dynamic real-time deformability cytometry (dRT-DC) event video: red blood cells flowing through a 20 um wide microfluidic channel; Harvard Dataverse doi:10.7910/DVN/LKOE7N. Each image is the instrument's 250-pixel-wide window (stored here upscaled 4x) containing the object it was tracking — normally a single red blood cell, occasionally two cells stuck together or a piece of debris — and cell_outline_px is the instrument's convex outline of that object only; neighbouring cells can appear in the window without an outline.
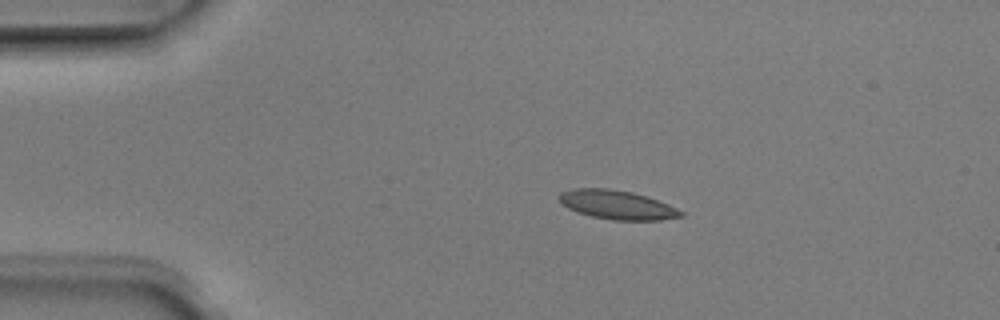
{"species": "Egyptian fruit bat (a non-hibernating species)", "species_latin": "Rousettus aegyptiacus", "temperature_condition": "room temperature", "stored_images_in_passage": 3, "camera_frame_rate_fps": 3000, "um_per_image_px": 0.085, "animal": {"sex": "male"}, "frame": {"image": 1, "passage_image": 1, "time_ms": 0.0, "image_size_px": [1000, 320], "cell_outline_px": [[684, 216], [660, 220], [612, 220], [592, 216], [568, 208], [560, 204], [560, 192], [572, 188], [608, 188], [632, 192], [668, 204], [684, 212]], "centroid_in_image_um": [52.44, 17.4], "position_along_channel_um": 32.6, "area_um2": 20.4}}
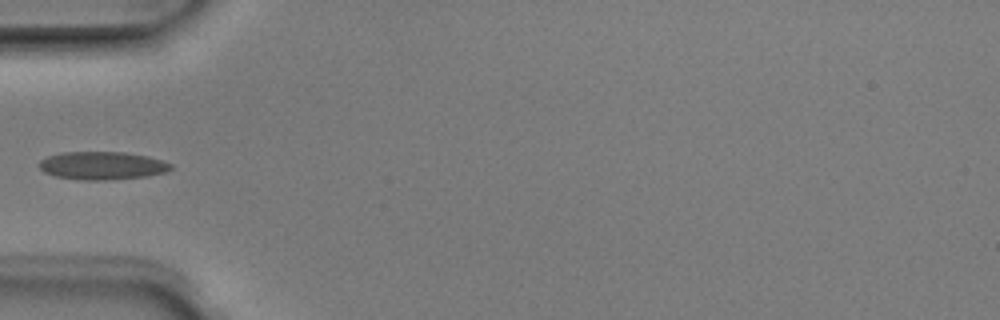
{"frame": {"image": 2, "passage_image": 3, "time_ms": 0.667, "image_size_px": [1000, 320], "cell_outline_px": [[172, 168], [168, 172], [148, 176], [104, 180], [80, 180], [56, 176], [44, 172], [40, 168], [40, 160], [48, 156], [60, 152], [124, 152], [148, 156], [172, 164]], "centroid_in_image_um": [8.7, 14.07], "position_along_channel_um": 76.3, "area_um2": 21.5}}